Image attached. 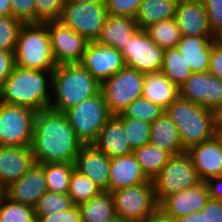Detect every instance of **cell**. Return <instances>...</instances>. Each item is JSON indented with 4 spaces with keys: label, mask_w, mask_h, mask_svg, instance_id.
I'll return each instance as SVG.
<instances>
[{
    "label": "cell",
    "mask_w": 222,
    "mask_h": 222,
    "mask_svg": "<svg viewBox=\"0 0 222 222\" xmlns=\"http://www.w3.org/2000/svg\"><path fill=\"white\" fill-rule=\"evenodd\" d=\"M76 137L83 145H93L112 116L101 91L64 112Z\"/></svg>",
    "instance_id": "6"
},
{
    "label": "cell",
    "mask_w": 222,
    "mask_h": 222,
    "mask_svg": "<svg viewBox=\"0 0 222 222\" xmlns=\"http://www.w3.org/2000/svg\"><path fill=\"white\" fill-rule=\"evenodd\" d=\"M68 194H57L47 191L38 200L35 209L36 216H46L53 212H63L73 206Z\"/></svg>",
    "instance_id": "38"
},
{
    "label": "cell",
    "mask_w": 222,
    "mask_h": 222,
    "mask_svg": "<svg viewBox=\"0 0 222 222\" xmlns=\"http://www.w3.org/2000/svg\"><path fill=\"white\" fill-rule=\"evenodd\" d=\"M43 167L35 163L19 180L9 185L2 193L10 200L35 207L47 192Z\"/></svg>",
    "instance_id": "17"
},
{
    "label": "cell",
    "mask_w": 222,
    "mask_h": 222,
    "mask_svg": "<svg viewBox=\"0 0 222 222\" xmlns=\"http://www.w3.org/2000/svg\"><path fill=\"white\" fill-rule=\"evenodd\" d=\"M82 146L64 113L37 112L31 144L35 163H74Z\"/></svg>",
    "instance_id": "1"
},
{
    "label": "cell",
    "mask_w": 222,
    "mask_h": 222,
    "mask_svg": "<svg viewBox=\"0 0 222 222\" xmlns=\"http://www.w3.org/2000/svg\"><path fill=\"white\" fill-rule=\"evenodd\" d=\"M12 16L11 0H0V17Z\"/></svg>",
    "instance_id": "50"
},
{
    "label": "cell",
    "mask_w": 222,
    "mask_h": 222,
    "mask_svg": "<svg viewBox=\"0 0 222 222\" xmlns=\"http://www.w3.org/2000/svg\"><path fill=\"white\" fill-rule=\"evenodd\" d=\"M217 126L222 128V107L216 112Z\"/></svg>",
    "instance_id": "52"
},
{
    "label": "cell",
    "mask_w": 222,
    "mask_h": 222,
    "mask_svg": "<svg viewBox=\"0 0 222 222\" xmlns=\"http://www.w3.org/2000/svg\"><path fill=\"white\" fill-rule=\"evenodd\" d=\"M12 16L23 23H35V0H11Z\"/></svg>",
    "instance_id": "44"
},
{
    "label": "cell",
    "mask_w": 222,
    "mask_h": 222,
    "mask_svg": "<svg viewBox=\"0 0 222 222\" xmlns=\"http://www.w3.org/2000/svg\"><path fill=\"white\" fill-rule=\"evenodd\" d=\"M52 72L14 65L10 76L0 87V102L27 107L36 112L49 109Z\"/></svg>",
    "instance_id": "2"
},
{
    "label": "cell",
    "mask_w": 222,
    "mask_h": 222,
    "mask_svg": "<svg viewBox=\"0 0 222 222\" xmlns=\"http://www.w3.org/2000/svg\"><path fill=\"white\" fill-rule=\"evenodd\" d=\"M24 23L13 16L0 17V50L14 53L18 34Z\"/></svg>",
    "instance_id": "39"
},
{
    "label": "cell",
    "mask_w": 222,
    "mask_h": 222,
    "mask_svg": "<svg viewBox=\"0 0 222 222\" xmlns=\"http://www.w3.org/2000/svg\"><path fill=\"white\" fill-rule=\"evenodd\" d=\"M78 207L82 222H106L117 218L112 194L107 191H102Z\"/></svg>",
    "instance_id": "29"
},
{
    "label": "cell",
    "mask_w": 222,
    "mask_h": 222,
    "mask_svg": "<svg viewBox=\"0 0 222 222\" xmlns=\"http://www.w3.org/2000/svg\"><path fill=\"white\" fill-rule=\"evenodd\" d=\"M155 197L160 204L165 198L198 185L199 180L192 159L187 152L171 155L167 164L153 180Z\"/></svg>",
    "instance_id": "9"
},
{
    "label": "cell",
    "mask_w": 222,
    "mask_h": 222,
    "mask_svg": "<svg viewBox=\"0 0 222 222\" xmlns=\"http://www.w3.org/2000/svg\"><path fill=\"white\" fill-rule=\"evenodd\" d=\"M143 0H106L108 15L125 16L135 19Z\"/></svg>",
    "instance_id": "42"
},
{
    "label": "cell",
    "mask_w": 222,
    "mask_h": 222,
    "mask_svg": "<svg viewBox=\"0 0 222 222\" xmlns=\"http://www.w3.org/2000/svg\"><path fill=\"white\" fill-rule=\"evenodd\" d=\"M210 196L207 185L200 182L198 185L170 195L160 204L159 209L167 216L174 218L201 211Z\"/></svg>",
    "instance_id": "18"
},
{
    "label": "cell",
    "mask_w": 222,
    "mask_h": 222,
    "mask_svg": "<svg viewBox=\"0 0 222 222\" xmlns=\"http://www.w3.org/2000/svg\"><path fill=\"white\" fill-rule=\"evenodd\" d=\"M216 37L181 36L175 46L193 73L208 72L212 45Z\"/></svg>",
    "instance_id": "23"
},
{
    "label": "cell",
    "mask_w": 222,
    "mask_h": 222,
    "mask_svg": "<svg viewBox=\"0 0 222 222\" xmlns=\"http://www.w3.org/2000/svg\"><path fill=\"white\" fill-rule=\"evenodd\" d=\"M186 152L190 155L201 182L222 175V148L215 137Z\"/></svg>",
    "instance_id": "22"
},
{
    "label": "cell",
    "mask_w": 222,
    "mask_h": 222,
    "mask_svg": "<svg viewBox=\"0 0 222 222\" xmlns=\"http://www.w3.org/2000/svg\"><path fill=\"white\" fill-rule=\"evenodd\" d=\"M99 91L100 83L80 63L57 65L52 72L49 109L64 113Z\"/></svg>",
    "instance_id": "3"
},
{
    "label": "cell",
    "mask_w": 222,
    "mask_h": 222,
    "mask_svg": "<svg viewBox=\"0 0 222 222\" xmlns=\"http://www.w3.org/2000/svg\"><path fill=\"white\" fill-rule=\"evenodd\" d=\"M164 113L165 110L163 108L141 96L132 101L122 114L119 115L121 117L140 119L151 124Z\"/></svg>",
    "instance_id": "36"
},
{
    "label": "cell",
    "mask_w": 222,
    "mask_h": 222,
    "mask_svg": "<svg viewBox=\"0 0 222 222\" xmlns=\"http://www.w3.org/2000/svg\"><path fill=\"white\" fill-rule=\"evenodd\" d=\"M107 17L106 3L66 2L59 21L86 40L96 41Z\"/></svg>",
    "instance_id": "11"
},
{
    "label": "cell",
    "mask_w": 222,
    "mask_h": 222,
    "mask_svg": "<svg viewBox=\"0 0 222 222\" xmlns=\"http://www.w3.org/2000/svg\"><path fill=\"white\" fill-rule=\"evenodd\" d=\"M160 71L178 88L193 74L176 48L165 49Z\"/></svg>",
    "instance_id": "32"
},
{
    "label": "cell",
    "mask_w": 222,
    "mask_h": 222,
    "mask_svg": "<svg viewBox=\"0 0 222 222\" xmlns=\"http://www.w3.org/2000/svg\"><path fill=\"white\" fill-rule=\"evenodd\" d=\"M210 29L217 36L222 32V0H203Z\"/></svg>",
    "instance_id": "43"
},
{
    "label": "cell",
    "mask_w": 222,
    "mask_h": 222,
    "mask_svg": "<svg viewBox=\"0 0 222 222\" xmlns=\"http://www.w3.org/2000/svg\"><path fill=\"white\" fill-rule=\"evenodd\" d=\"M14 62L25 69L54 71L57 64L45 23H24L21 26L14 51Z\"/></svg>",
    "instance_id": "5"
},
{
    "label": "cell",
    "mask_w": 222,
    "mask_h": 222,
    "mask_svg": "<svg viewBox=\"0 0 222 222\" xmlns=\"http://www.w3.org/2000/svg\"><path fill=\"white\" fill-rule=\"evenodd\" d=\"M218 142L220 143V146L222 148V128L221 127H216V130H215V136H214Z\"/></svg>",
    "instance_id": "51"
},
{
    "label": "cell",
    "mask_w": 222,
    "mask_h": 222,
    "mask_svg": "<svg viewBox=\"0 0 222 222\" xmlns=\"http://www.w3.org/2000/svg\"><path fill=\"white\" fill-rule=\"evenodd\" d=\"M204 183L207 185L210 198L222 202V175L207 179Z\"/></svg>",
    "instance_id": "48"
},
{
    "label": "cell",
    "mask_w": 222,
    "mask_h": 222,
    "mask_svg": "<svg viewBox=\"0 0 222 222\" xmlns=\"http://www.w3.org/2000/svg\"><path fill=\"white\" fill-rule=\"evenodd\" d=\"M133 153L142 171L150 180L155 179L171 156L165 150L151 143L135 149Z\"/></svg>",
    "instance_id": "30"
},
{
    "label": "cell",
    "mask_w": 222,
    "mask_h": 222,
    "mask_svg": "<svg viewBox=\"0 0 222 222\" xmlns=\"http://www.w3.org/2000/svg\"><path fill=\"white\" fill-rule=\"evenodd\" d=\"M150 179L144 174L134 153L110 158L108 192L121 188L147 183Z\"/></svg>",
    "instance_id": "21"
},
{
    "label": "cell",
    "mask_w": 222,
    "mask_h": 222,
    "mask_svg": "<svg viewBox=\"0 0 222 222\" xmlns=\"http://www.w3.org/2000/svg\"><path fill=\"white\" fill-rule=\"evenodd\" d=\"M144 98L166 110L179 96V88L159 71L145 74Z\"/></svg>",
    "instance_id": "26"
},
{
    "label": "cell",
    "mask_w": 222,
    "mask_h": 222,
    "mask_svg": "<svg viewBox=\"0 0 222 222\" xmlns=\"http://www.w3.org/2000/svg\"><path fill=\"white\" fill-rule=\"evenodd\" d=\"M66 0H35V23L59 20Z\"/></svg>",
    "instance_id": "41"
},
{
    "label": "cell",
    "mask_w": 222,
    "mask_h": 222,
    "mask_svg": "<svg viewBox=\"0 0 222 222\" xmlns=\"http://www.w3.org/2000/svg\"><path fill=\"white\" fill-rule=\"evenodd\" d=\"M74 169L89 177L102 190L108 192L110 158L94 145H83L75 160Z\"/></svg>",
    "instance_id": "20"
},
{
    "label": "cell",
    "mask_w": 222,
    "mask_h": 222,
    "mask_svg": "<svg viewBox=\"0 0 222 222\" xmlns=\"http://www.w3.org/2000/svg\"><path fill=\"white\" fill-rule=\"evenodd\" d=\"M144 222H175L172 217L165 215L160 209L150 215Z\"/></svg>",
    "instance_id": "49"
},
{
    "label": "cell",
    "mask_w": 222,
    "mask_h": 222,
    "mask_svg": "<svg viewBox=\"0 0 222 222\" xmlns=\"http://www.w3.org/2000/svg\"><path fill=\"white\" fill-rule=\"evenodd\" d=\"M66 2H94V3H106V0H66Z\"/></svg>",
    "instance_id": "53"
},
{
    "label": "cell",
    "mask_w": 222,
    "mask_h": 222,
    "mask_svg": "<svg viewBox=\"0 0 222 222\" xmlns=\"http://www.w3.org/2000/svg\"><path fill=\"white\" fill-rule=\"evenodd\" d=\"M174 18L181 36L216 37L210 29L203 0H178Z\"/></svg>",
    "instance_id": "16"
},
{
    "label": "cell",
    "mask_w": 222,
    "mask_h": 222,
    "mask_svg": "<svg viewBox=\"0 0 222 222\" xmlns=\"http://www.w3.org/2000/svg\"><path fill=\"white\" fill-rule=\"evenodd\" d=\"M34 164L31 147L0 146V190L19 180Z\"/></svg>",
    "instance_id": "19"
},
{
    "label": "cell",
    "mask_w": 222,
    "mask_h": 222,
    "mask_svg": "<svg viewBox=\"0 0 222 222\" xmlns=\"http://www.w3.org/2000/svg\"><path fill=\"white\" fill-rule=\"evenodd\" d=\"M179 131L185 151L211 140L217 127L216 113L180 96L165 110Z\"/></svg>",
    "instance_id": "4"
},
{
    "label": "cell",
    "mask_w": 222,
    "mask_h": 222,
    "mask_svg": "<svg viewBox=\"0 0 222 222\" xmlns=\"http://www.w3.org/2000/svg\"><path fill=\"white\" fill-rule=\"evenodd\" d=\"M165 49L155 44L145 31L138 29L121 50L125 66L143 74L159 72L163 64Z\"/></svg>",
    "instance_id": "12"
},
{
    "label": "cell",
    "mask_w": 222,
    "mask_h": 222,
    "mask_svg": "<svg viewBox=\"0 0 222 222\" xmlns=\"http://www.w3.org/2000/svg\"><path fill=\"white\" fill-rule=\"evenodd\" d=\"M14 65V53L0 50V87L10 76Z\"/></svg>",
    "instance_id": "47"
},
{
    "label": "cell",
    "mask_w": 222,
    "mask_h": 222,
    "mask_svg": "<svg viewBox=\"0 0 222 222\" xmlns=\"http://www.w3.org/2000/svg\"><path fill=\"white\" fill-rule=\"evenodd\" d=\"M209 73L222 80V46L215 42L211 48Z\"/></svg>",
    "instance_id": "46"
},
{
    "label": "cell",
    "mask_w": 222,
    "mask_h": 222,
    "mask_svg": "<svg viewBox=\"0 0 222 222\" xmlns=\"http://www.w3.org/2000/svg\"><path fill=\"white\" fill-rule=\"evenodd\" d=\"M175 222H222V202L211 199L206 206L199 212L174 218Z\"/></svg>",
    "instance_id": "40"
},
{
    "label": "cell",
    "mask_w": 222,
    "mask_h": 222,
    "mask_svg": "<svg viewBox=\"0 0 222 222\" xmlns=\"http://www.w3.org/2000/svg\"><path fill=\"white\" fill-rule=\"evenodd\" d=\"M106 222H123V221H121V220L117 217L115 220L106 221Z\"/></svg>",
    "instance_id": "55"
},
{
    "label": "cell",
    "mask_w": 222,
    "mask_h": 222,
    "mask_svg": "<svg viewBox=\"0 0 222 222\" xmlns=\"http://www.w3.org/2000/svg\"><path fill=\"white\" fill-rule=\"evenodd\" d=\"M179 96L216 113L222 107V80L209 72L193 73L179 87Z\"/></svg>",
    "instance_id": "14"
},
{
    "label": "cell",
    "mask_w": 222,
    "mask_h": 222,
    "mask_svg": "<svg viewBox=\"0 0 222 222\" xmlns=\"http://www.w3.org/2000/svg\"><path fill=\"white\" fill-rule=\"evenodd\" d=\"M37 112L0 102V146L31 147Z\"/></svg>",
    "instance_id": "10"
},
{
    "label": "cell",
    "mask_w": 222,
    "mask_h": 222,
    "mask_svg": "<svg viewBox=\"0 0 222 222\" xmlns=\"http://www.w3.org/2000/svg\"><path fill=\"white\" fill-rule=\"evenodd\" d=\"M111 194L116 216L123 222H144L159 209L153 180Z\"/></svg>",
    "instance_id": "7"
},
{
    "label": "cell",
    "mask_w": 222,
    "mask_h": 222,
    "mask_svg": "<svg viewBox=\"0 0 222 222\" xmlns=\"http://www.w3.org/2000/svg\"><path fill=\"white\" fill-rule=\"evenodd\" d=\"M80 64L100 84L125 66L121 51L97 41H88Z\"/></svg>",
    "instance_id": "15"
},
{
    "label": "cell",
    "mask_w": 222,
    "mask_h": 222,
    "mask_svg": "<svg viewBox=\"0 0 222 222\" xmlns=\"http://www.w3.org/2000/svg\"><path fill=\"white\" fill-rule=\"evenodd\" d=\"M138 29L133 18L108 15L96 41L121 51L126 46L128 39Z\"/></svg>",
    "instance_id": "25"
},
{
    "label": "cell",
    "mask_w": 222,
    "mask_h": 222,
    "mask_svg": "<svg viewBox=\"0 0 222 222\" xmlns=\"http://www.w3.org/2000/svg\"><path fill=\"white\" fill-rule=\"evenodd\" d=\"M101 192L102 190L89 177L75 169L73 170L70 177L68 196L74 205L87 202Z\"/></svg>",
    "instance_id": "34"
},
{
    "label": "cell",
    "mask_w": 222,
    "mask_h": 222,
    "mask_svg": "<svg viewBox=\"0 0 222 222\" xmlns=\"http://www.w3.org/2000/svg\"><path fill=\"white\" fill-rule=\"evenodd\" d=\"M44 23L47 25L56 64L80 63L88 40L59 20Z\"/></svg>",
    "instance_id": "13"
},
{
    "label": "cell",
    "mask_w": 222,
    "mask_h": 222,
    "mask_svg": "<svg viewBox=\"0 0 222 222\" xmlns=\"http://www.w3.org/2000/svg\"><path fill=\"white\" fill-rule=\"evenodd\" d=\"M36 222H82L78 205H73L63 212H53L46 216H36Z\"/></svg>",
    "instance_id": "45"
},
{
    "label": "cell",
    "mask_w": 222,
    "mask_h": 222,
    "mask_svg": "<svg viewBox=\"0 0 222 222\" xmlns=\"http://www.w3.org/2000/svg\"><path fill=\"white\" fill-rule=\"evenodd\" d=\"M150 143L165 150L170 155L186 152L182 147L178 128L166 113L151 123Z\"/></svg>",
    "instance_id": "27"
},
{
    "label": "cell",
    "mask_w": 222,
    "mask_h": 222,
    "mask_svg": "<svg viewBox=\"0 0 222 222\" xmlns=\"http://www.w3.org/2000/svg\"><path fill=\"white\" fill-rule=\"evenodd\" d=\"M145 74L124 66L100 84V91L111 115H119L135 99L143 95Z\"/></svg>",
    "instance_id": "8"
},
{
    "label": "cell",
    "mask_w": 222,
    "mask_h": 222,
    "mask_svg": "<svg viewBox=\"0 0 222 222\" xmlns=\"http://www.w3.org/2000/svg\"><path fill=\"white\" fill-rule=\"evenodd\" d=\"M121 123L133 151L150 143V123L130 117H121Z\"/></svg>",
    "instance_id": "37"
},
{
    "label": "cell",
    "mask_w": 222,
    "mask_h": 222,
    "mask_svg": "<svg viewBox=\"0 0 222 222\" xmlns=\"http://www.w3.org/2000/svg\"><path fill=\"white\" fill-rule=\"evenodd\" d=\"M150 39L160 48H175L181 39L175 18L153 23L145 28Z\"/></svg>",
    "instance_id": "33"
},
{
    "label": "cell",
    "mask_w": 222,
    "mask_h": 222,
    "mask_svg": "<svg viewBox=\"0 0 222 222\" xmlns=\"http://www.w3.org/2000/svg\"><path fill=\"white\" fill-rule=\"evenodd\" d=\"M178 0H143L135 17L139 29L175 17Z\"/></svg>",
    "instance_id": "28"
},
{
    "label": "cell",
    "mask_w": 222,
    "mask_h": 222,
    "mask_svg": "<svg viewBox=\"0 0 222 222\" xmlns=\"http://www.w3.org/2000/svg\"><path fill=\"white\" fill-rule=\"evenodd\" d=\"M216 42L222 46V32L216 36Z\"/></svg>",
    "instance_id": "54"
},
{
    "label": "cell",
    "mask_w": 222,
    "mask_h": 222,
    "mask_svg": "<svg viewBox=\"0 0 222 222\" xmlns=\"http://www.w3.org/2000/svg\"><path fill=\"white\" fill-rule=\"evenodd\" d=\"M34 207L0 196V222H36Z\"/></svg>",
    "instance_id": "35"
},
{
    "label": "cell",
    "mask_w": 222,
    "mask_h": 222,
    "mask_svg": "<svg viewBox=\"0 0 222 222\" xmlns=\"http://www.w3.org/2000/svg\"><path fill=\"white\" fill-rule=\"evenodd\" d=\"M109 158L120 157L133 152L126 138L120 115H112L93 144Z\"/></svg>",
    "instance_id": "24"
},
{
    "label": "cell",
    "mask_w": 222,
    "mask_h": 222,
    "mask_svg": "<svg viewBox=\"0 0 222 222\" xmlns=\"http://www.w3.org/2000/svg\"><path fill=\"white\" fill-rule=\"evenodd\" d=\"M43 167L47 190L57 194H68L74 163H45Z\"/></svg>",
    "instance_id": "31"
}]
</instances>
